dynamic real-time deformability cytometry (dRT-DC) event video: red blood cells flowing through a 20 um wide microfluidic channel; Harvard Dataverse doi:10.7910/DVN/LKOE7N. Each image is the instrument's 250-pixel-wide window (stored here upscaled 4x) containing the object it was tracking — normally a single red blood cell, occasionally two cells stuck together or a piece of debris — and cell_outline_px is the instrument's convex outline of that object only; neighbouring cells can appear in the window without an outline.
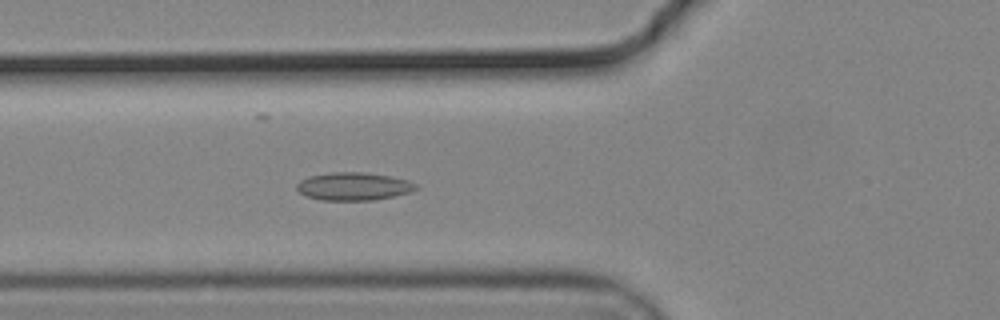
{"species": "common noctule bat (a hibernating species)", "species_latin": "Nyctalus noctula", "temperature_condition": "cold", "stored_images_in_passage": 50, "camera_frame_rate_fps": 3000, "um_per_image_px": 0.085, "animal": {"sex": "male", "body_mass_g": 19.2, "forearm_length_mm": 51.8}, "frame": {"image": 1, "passage_image": 15, "time_ms": 4.667, "image_size_px": [1000, 320], "cell_outline_px": [[420, 188], [412, 192], [372, 200], [320, 200], [304, 196], [296, 188], [296, 184], [300, 180], [308, 176], [328, 172], [364, 172], [392, 176], [408, 180], [416, 184]], "centroid_in_image_um": [30.05, 15.83], "position_along_channel_um": 95.8, "area_um2": 19.65}}
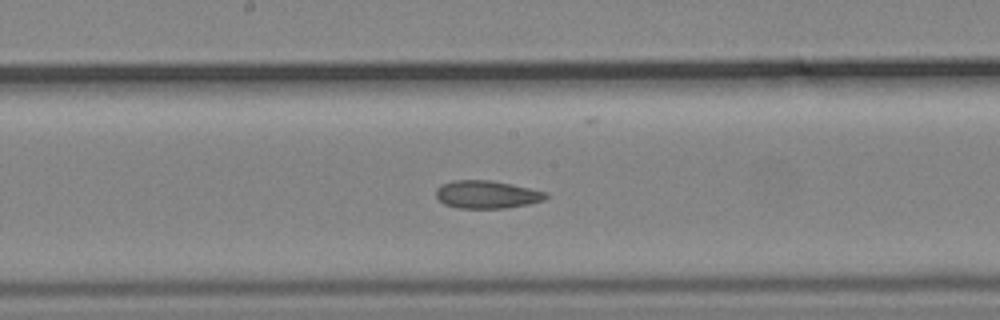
{"frame": {"image": 2, "passage_image": 24, "time_ms": 7.667, "image_size_px": [1000, 320], "cell_outline_px": [[548, 196], [544, 200], [528, 204], [504, 208], [456, 208], [444, 204], [436, 196], [436, 188], [440, 184], [456, 180], [492, 180], [548, 192]], "centroid_in_image_um": [41.37, 16.53], "position_along_channel_um": 206.8, "area_um2": 17.86}}
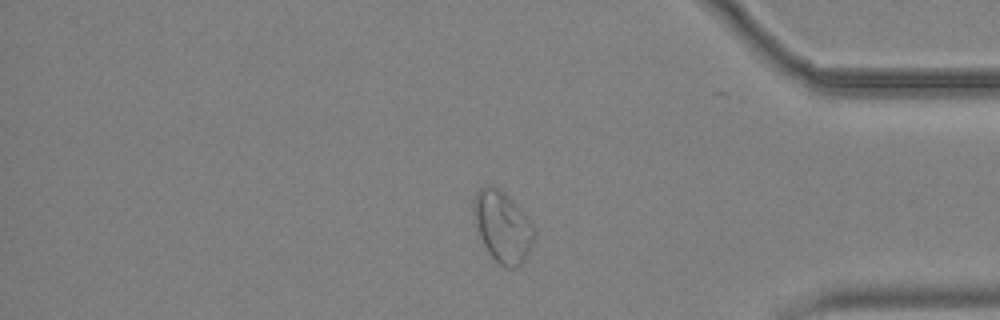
{"frame": {"image": 3, "passage_image": 41, "time_ms": 13.333, "image_size_px": [1000, 320], "cell_outline_px": [[536, 236], [528, 256], [516, 268], [508, 268], [500, 264], [488, 252], [480, 236], [472, 212], [472, 200], [476, 192], [480, 188], [488, 184], [504, 192], [528, 216], [536, 232]], "centroid_in_image_um": [42.73, 19.26], "position_along_channel_um": 392.5, "area_um2": 25.26}, "authors_computed_cell_mechanics": {"area_um2": 19.652, "velocity_mm_per_s": 3.6815, "shape_relaxation_time_tau1_ms": null, "shape_relaxation_time_tau2_ms": 3.7883, "deformation_change_tau1": null, "deformation_change_tau2": 0.0687}}